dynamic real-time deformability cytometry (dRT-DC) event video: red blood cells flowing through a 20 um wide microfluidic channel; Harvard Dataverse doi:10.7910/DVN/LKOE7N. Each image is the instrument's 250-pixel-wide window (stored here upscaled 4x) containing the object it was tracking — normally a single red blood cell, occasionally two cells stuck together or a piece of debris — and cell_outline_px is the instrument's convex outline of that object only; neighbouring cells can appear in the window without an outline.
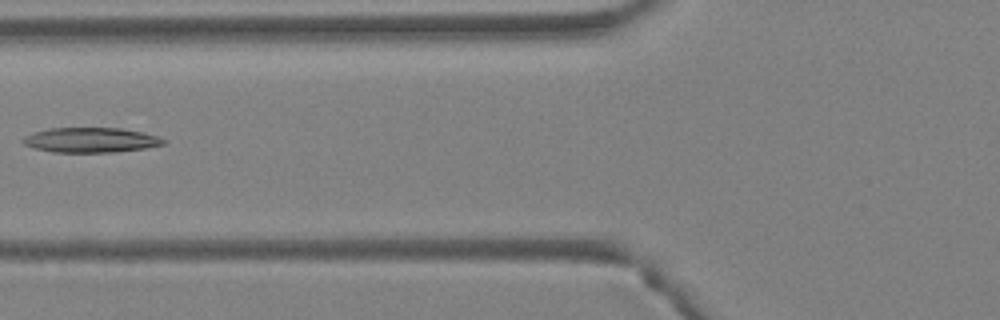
{"species": "Egyptian fruit bat (a non-hibernating species)", "species_latin": "Rousettus aegyptiacus", "temperature_condition": "warm", "stored_images_in_passage": 5, "camera_frame_rate_fps": 3000, "um_per_image_px": 0.085, "animal": {"sex": "female"}, "frame": {"image": 1, "passage_image": 5, "time_ms": 1.333, "image_size_px": [1000, 320], "cell_outline_px": [[164, 144], [144, 148], [116, 152], [52, 152], [36, 148], [24, 144], [20, 140], [24, 136], [32, 132], [48, 128], [120, 128], [160, 136], [164, 140]], "centroid_in_image_um": [7.67, 11.9], "position_along_channel_um": 118.1, "area_um2": 20.35}}